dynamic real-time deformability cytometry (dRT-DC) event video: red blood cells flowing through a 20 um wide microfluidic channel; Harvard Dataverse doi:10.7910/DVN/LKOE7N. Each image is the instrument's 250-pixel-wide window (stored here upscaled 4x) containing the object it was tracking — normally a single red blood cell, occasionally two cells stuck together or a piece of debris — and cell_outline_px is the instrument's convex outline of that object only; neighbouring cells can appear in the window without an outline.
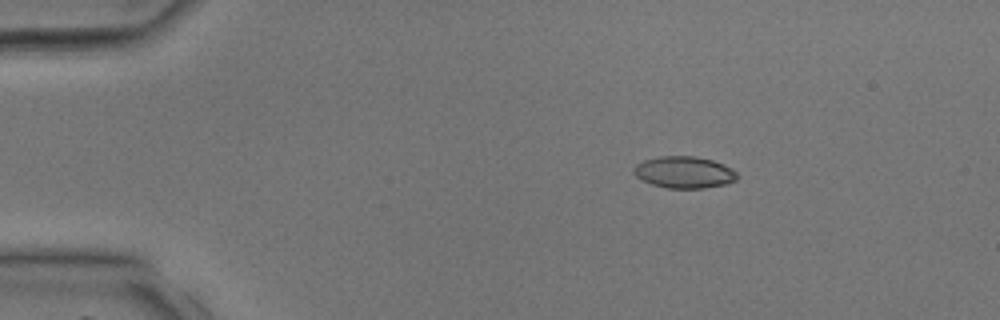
{"species": "common noctule bat (a hibernating species)", "species_latin": "Nyctalus noctula", "temperature_condition": "room temperature", "stored_images_in_passage": 39, "camera_frame_rate_fps": 3000, "um_per_image_px": 0.085, "animal": {"sex": "male", "body_mass_g": 17.9, "forearm_length_mm": 54.2}, "frame": {"image": 1, "passage_image": 7, "time_ms": 2.0, "image_size_px": [1000, 320], "cell_outline_px": [[740, 176], [736, 180], [724, 184], [704, 188], [668, 188], [652, 184], [636, 176], [632, 172], [632, 168], [636, 164], [644, 160], [660, 156], [696, 156], [712, 160], [724, 164], [732, 168]], "centroid_in_image_um": [58.17, 14.63], "position_along_channel_um": 26.8, "area_um2": 19.19}}
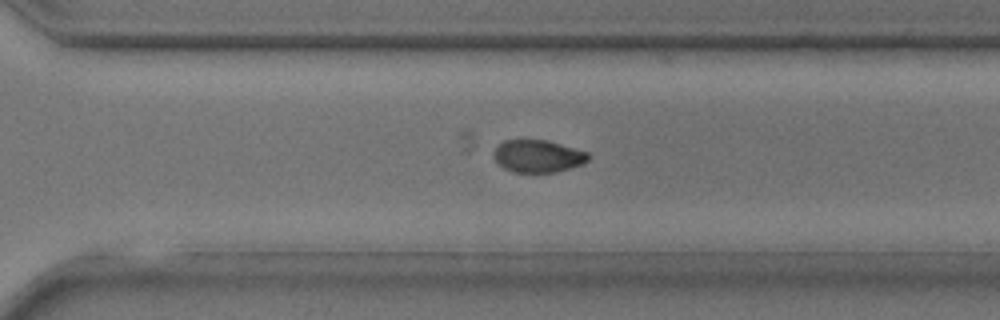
{"frame": {"image": 2, "passage_image": 28, "time_ms": 9.0, "image_size_px": [1000, 320], "cell_outline_px": [[588, 160], [584, 164], [552, 172], [512, 172], [504, 168], [492, 156], [492, 152], [504, 140], [548, 140], [588, 152]], "centroid_in_image_um": [45.71, 13.26], "position_along_channel_um": 324.9, "area_um2": 17.74}}
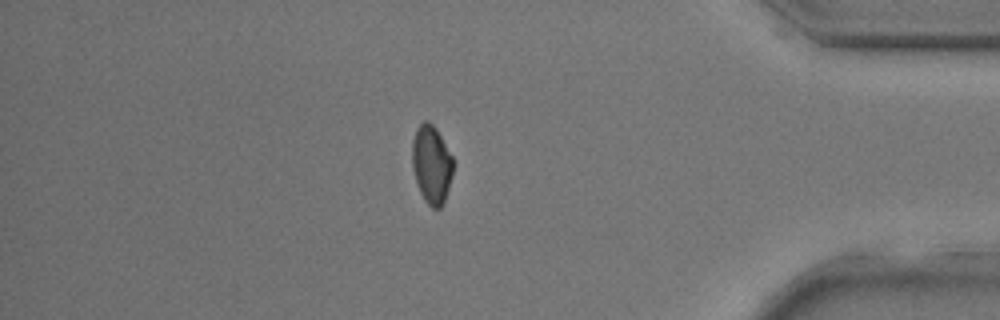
{"frame": {"image": 3, "passage_image": 34, "time_ms": 11.0, "image_size_px": [1000, 320], "cell_outline_px": [[452, 176], [444, 200], [440, 208], [432, 208], [424, 200], [420, 192], [412, 168], [412, 140], [416, 128], [424, 120], [428, 120], [436, 128], [452, 156]], "centroid_in_image_um": [36.66, 13.95], "position_along_channel_um": 398.5, "area_um2": 18.55}}